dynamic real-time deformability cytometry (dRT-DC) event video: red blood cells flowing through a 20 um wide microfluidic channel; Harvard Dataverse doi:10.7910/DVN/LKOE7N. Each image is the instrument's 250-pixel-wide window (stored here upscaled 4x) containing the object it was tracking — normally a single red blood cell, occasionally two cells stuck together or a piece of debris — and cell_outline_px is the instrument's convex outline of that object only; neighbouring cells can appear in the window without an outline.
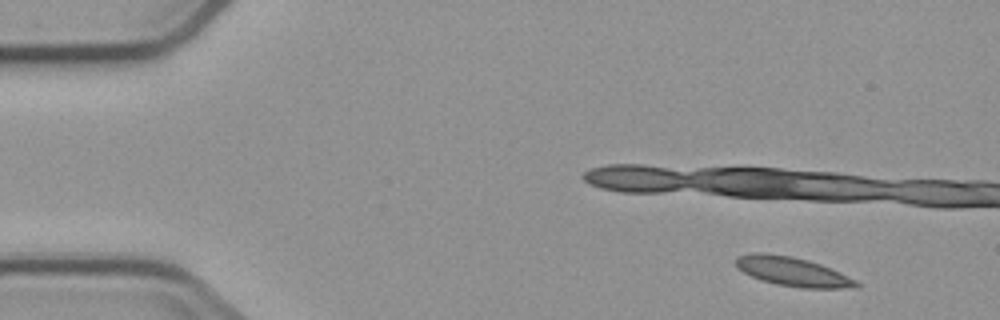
{"species": "common noctule bat (a hibernating species)", "species_latin": "Nyctalus noctula", "temperature_condition": "cold", "stored_images_in_passage": 4, "camera_frame_rate_fps": 3000, "um_per_image_px": 0.085, "animal": {"sex": "male", "body_mass_g": 23.1, "forearm_length_mm": 52.7}, "frame": {"image": 1, "passage_image": 1, "time_ms": 0.0, "image_size_px": [1000, 320], "cell_outline_px": [[860, 288], [800, 288], [776, 284], [760, 280], [736, 268], [736, 256], [756, 252], [760, 252], [792, 256], [808, 260], [820, 264], [856, 280], [860, 284]], "centroid_in_image_um": [67.36, 23.09], "position_along_channel_um": 17.6, "area_um2": 20.4}}